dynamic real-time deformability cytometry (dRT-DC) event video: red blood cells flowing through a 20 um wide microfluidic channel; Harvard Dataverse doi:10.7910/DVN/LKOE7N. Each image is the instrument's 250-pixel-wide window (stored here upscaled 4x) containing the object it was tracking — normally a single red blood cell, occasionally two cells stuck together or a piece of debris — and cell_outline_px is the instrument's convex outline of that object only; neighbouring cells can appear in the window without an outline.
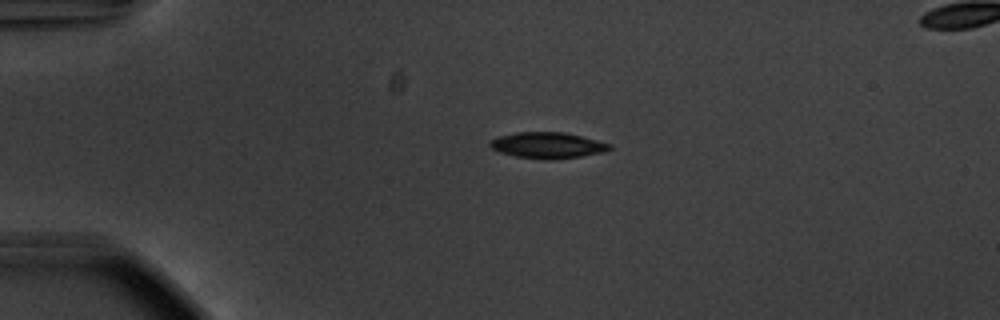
{"species": "common noctule bat (a hibernating species)", "species_latin": "Nyctalus noctula", "temperature_condition": "warm", "stored_images_in_passage": 43, "camera_frame_rate_fps": 3000, "um_per_image_px": 0.085, "animal": {"sex": "male", "body_mass_g": 20.1, "forearm_length_mm": 53.5}, "frame": {"image": 1, "passage_image": 1, "time_ms": 0.0, "image_size_px": [1000, 320], "cell_outline_px": [[612, 148], [604, 152], [556, 160], [548, 160], [516, 156], [500, 152], [492, 148], [488, 144], [488, 140], [500, 136], [516, 132], [564, 132], [612, 144]], "centroid_in_image_um": [46.53, 12.35], "position_along_channel_um": 38.5, "area_um2": 18.15}}
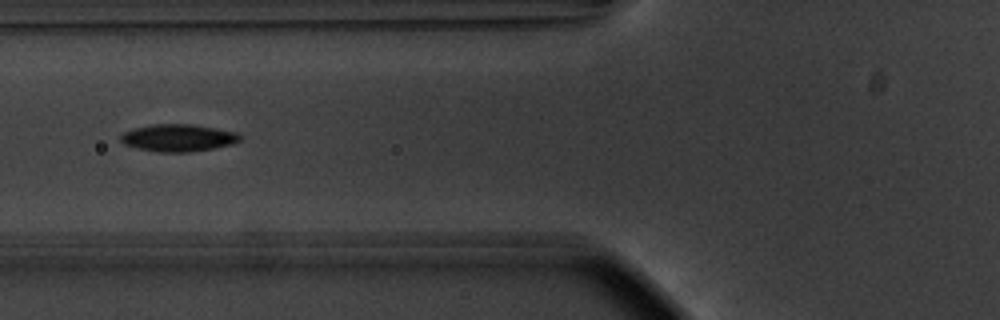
{"frame": {"image": 2, "passage_image": 10, "time_ms": 3.0, "image_size_px": [1000, 320], "cell_outline_px": [[240, 140], [232, 144], [212, 148], [188, 152], [156, 152], [136, 148], [124, 144], [120, 140], [120, 136], [124, 132], [132, 128], [152, 124], [192, 124], [236, 132], [240, 136]], "centroid_in_image_um": [15.09, 11.71], "position_along_channel_um": 110.7, "area_um2": 18.9}}
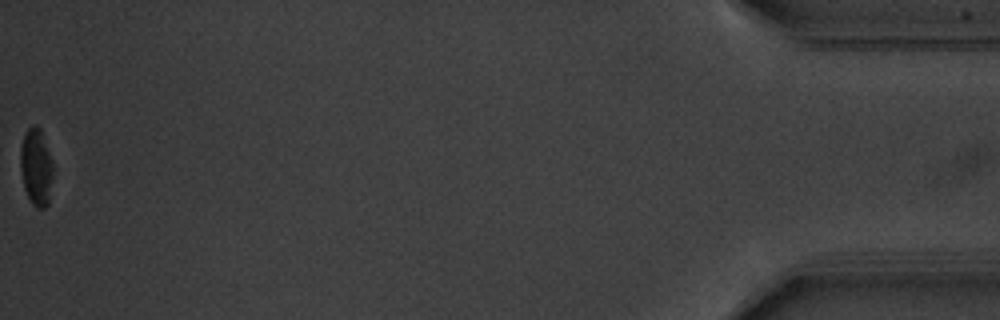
{"frame": {"image": 3, "passage_image": 43, "time_ms": 14.0, "image_size_px": [1000, 320], "cell_outline_px": [[52, 176], [48, 204], [44, 208], [36, 208], [32, 204], [24, 188], [20, 168], [20, 148], [24, 132], [28, 128], [36, 124], [40, 128], [52, 164]], "centroid_in_image_um": [3.04, 14.2], "position_along_channel_um": 432.2, "area_um2": 14.51}, "authors_computed_cell_mechanics": {"area_um2": 18.3226, "velocity_mm_per_s": 3.7253, "shape_relaxation_time_tau1_ms": 2.1452, "shape_relaxation_time_tau2_ms": null, "deformation_change_tau1": 0.116, "deformation_change_tau2": null}}